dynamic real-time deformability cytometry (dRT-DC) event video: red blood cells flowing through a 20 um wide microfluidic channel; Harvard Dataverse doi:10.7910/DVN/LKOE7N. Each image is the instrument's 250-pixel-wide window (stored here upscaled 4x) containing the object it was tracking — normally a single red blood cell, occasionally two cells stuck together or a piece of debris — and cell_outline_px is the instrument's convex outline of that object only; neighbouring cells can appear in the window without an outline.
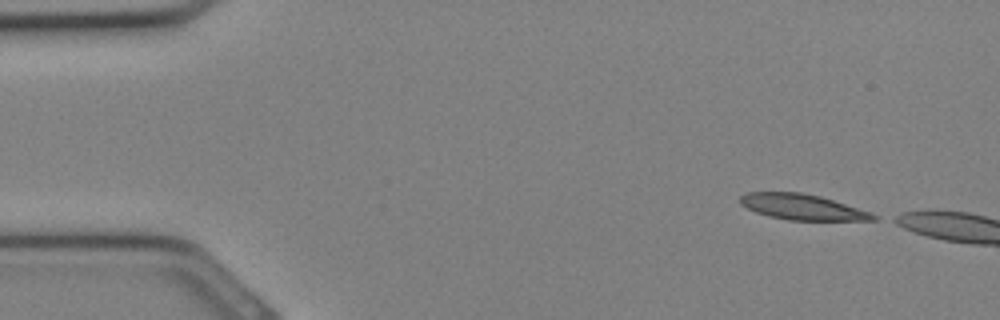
{"species": "Egyptian fruit bat (a non-hibernating species)", "species_latin": "Rousettus aegyptiacus", "temperature_condition": "cold", "stored_images_in_passage": 6, "camera_frame_rate_fps": 3000, "um_per_image_px": 0.085, "animal": {"sex": "female"}, "frame": {"image": 1, "passage_image": 1, "time_ms": 0.0, "image_size_px": [1000, 320], "cell_outline_px": [[880, 220], [788, 220], [768, 216], [756, 212], [740, 204], [740, 196], [744, 192], [800, 192], [820, 196], [872, 212], [880, 216]], "centroid_in_image_um": [68.23, 17.6], "position_along_channel_um": 16.8, "area_um2": 20.0}}